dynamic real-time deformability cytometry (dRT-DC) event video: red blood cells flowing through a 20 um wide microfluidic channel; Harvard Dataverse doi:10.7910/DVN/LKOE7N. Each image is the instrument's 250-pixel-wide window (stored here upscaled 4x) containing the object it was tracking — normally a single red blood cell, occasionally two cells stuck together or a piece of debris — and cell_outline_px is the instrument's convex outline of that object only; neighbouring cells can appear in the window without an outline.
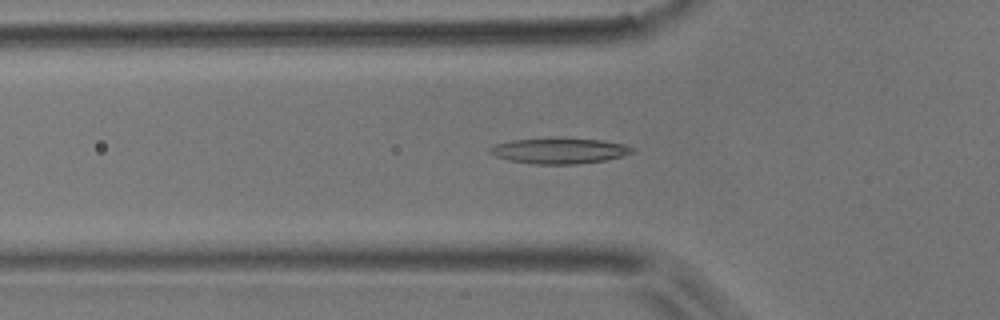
{"species": "common noctule bat (a hibernating species)", "species_latin": "Nyctalus noctula", "temperature_condition": "room temperature", "stored_images_in_passage": 52, "camera_frame_rate_fps": 3000, "um_per_image_px": 0.085, "animal": {"sex": "male", "body_mass_g": 17.9}, "frame": {"image": 1, "passage_image": 17, "time_ms": 5.333, "image_size_px": [1000, 320], "cell_outline_px": [[632, 152], [620, 156], [604, 160], [576, 164], [536, 164], [508, 160], [496, 156], [488, 152], [488, 148], [496, 144], [512, 140], [560, 136], [564, 136], [600, 140], [624, 144], [632, 148]], "centroid_in_image_um": [47.48, 12.78], "position_along_channel_um": 78.3, "area_um2": 21.56}}
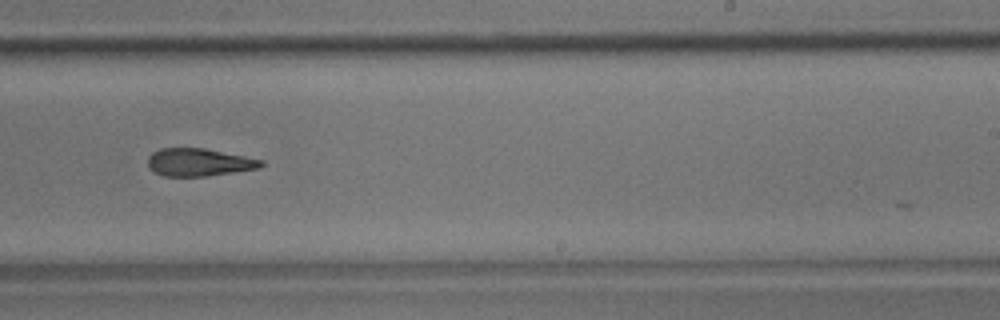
{"frame": {"image": 2, "passage_image": 32, "time_ms": 10.333, "image_size_px": [1000, 320], "cell_outline_px": [[264, 164], [260, 168], [204, 176], [164, 176], [148, 168], [148, 156], [152, 152], [160, 148], [204, 148], [264, 160]], "centroid_in_image_um": [16.89, 13.78], "position_along_channel_um": 272.1, "area_um2": 18.21}}
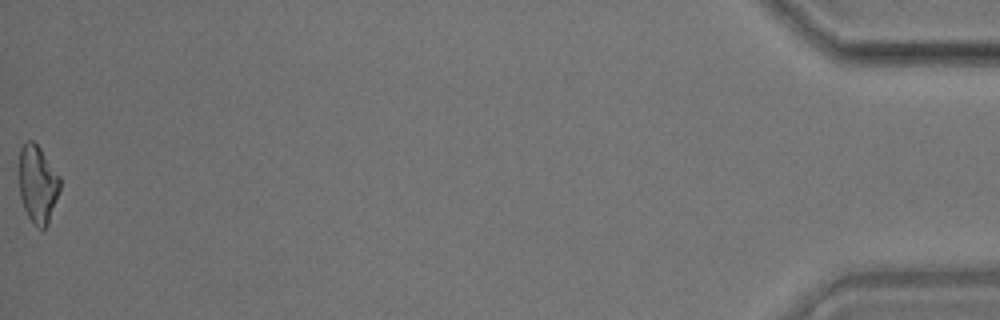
{"frame": {"image": 3, "passage_image": 52, "time_ms": 17.0, "image_size_px": [1000, 320], "cell_outline_px": [[60, 188], [48, 224], [44, 228], [40, 228], [28, 216], [24, 208], [20, 196], [16, 176], [20, 148], [28, 140], [32, 140], [40, 148], [60, 176]], "centroid_in_image_um": [3.15, 15.6], "position_along_channel_um": 432.0, "area_um2": 18.79}, "authors_computed_cell_mechanics": {"area_um2": 19.5653, "velocity_mm_per_s": 3.8662, "shape_relaxation_time_tau1_ms": null, "shape_relaxation_time_tau2_ms": 5.2121, "deformation_change_tau1": null, "deformation_change_tau2": 0.1652}}